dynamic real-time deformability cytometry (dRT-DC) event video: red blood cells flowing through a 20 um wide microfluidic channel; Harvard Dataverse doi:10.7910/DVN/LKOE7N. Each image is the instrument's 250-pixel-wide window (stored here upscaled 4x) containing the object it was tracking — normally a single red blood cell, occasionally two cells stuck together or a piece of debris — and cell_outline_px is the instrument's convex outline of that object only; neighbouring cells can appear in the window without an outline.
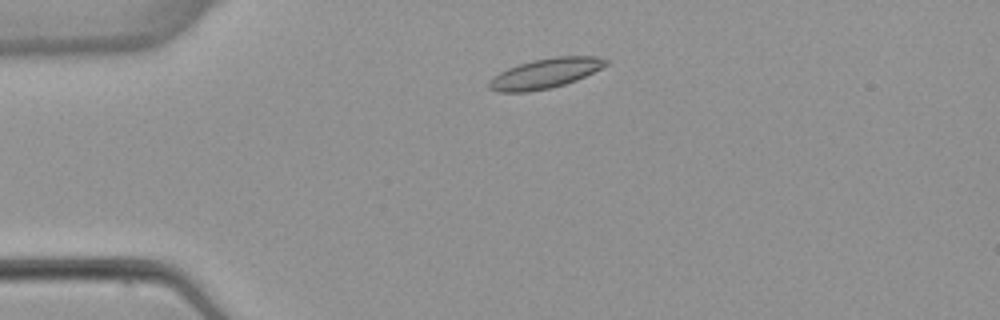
{"species": "common noctule bat (a hibernating species)", "species_latin": "Nyctalus noctula", "temperature_condition": "warm", "stored_images_in_passage": 2, "camera_frame_rate_fps": 3000, "um_per_image_px": 0.085, "animal": {"sex": "female", "body_mass_g": 22.7, "forearm_length_mm": 54.2}, "frame": {"image": 1, "passage_image": 2, "time_ms": 1.333, "image_size_px": [1000, 320], "cell_outline_px": [[612, 60], [608, 64], [576, 80], [552, 88], [528, 92], [496, 92], [488, 88], [488, 80], [492, 76], [508, 68], [532, 60], [556, 56], [596, 56]], "centroid_in_image_um": [46.32, 6.24], "position_along_channel_um": 38.7, "area_um2": 20.46}}